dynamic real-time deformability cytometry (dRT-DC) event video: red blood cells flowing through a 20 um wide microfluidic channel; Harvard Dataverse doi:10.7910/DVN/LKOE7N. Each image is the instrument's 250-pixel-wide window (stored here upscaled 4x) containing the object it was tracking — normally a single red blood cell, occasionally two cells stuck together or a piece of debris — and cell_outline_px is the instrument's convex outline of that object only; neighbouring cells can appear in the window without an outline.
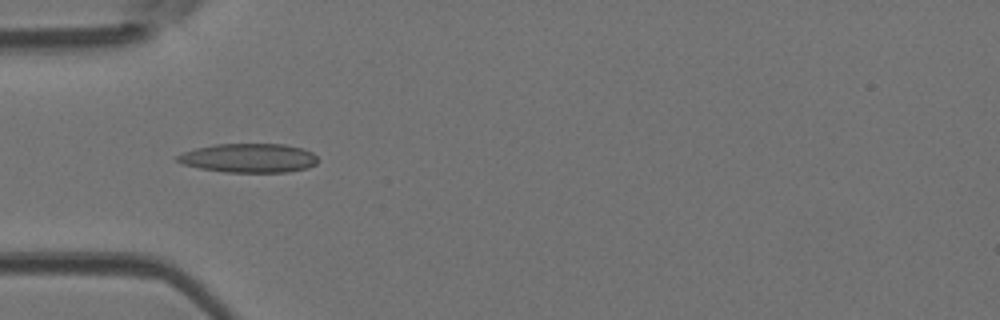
{"species": "Egyptian fruit bat (a non-hibernating species)", "species_latin": "Rousettus aegyptiacus", "temperature_condition": "room temperature", "stored_images_in_passage": 33, "camera_frame_rate_fps": 3000, "um_per_image_px": 0.085, "animal": {"sex": "female"}, "frame": {"image": 1, "passage_image": 1, "time_ms": 0.0, "image_size_px": [1000, 320], "cell_outline_px": [[316, 164], [308, 168], [288, 172], [224, 172], [200, 168], [184, 164], [176, 160], [176, 156], [184, 152], [196, 148], [216, 144], [284, 144], [304, 148], [312, 152], [316, 156]], "centroid_in_image_um": [21.18, 13.43], "position_along_channel_um": 63.8, "area_um2": 23.76}}
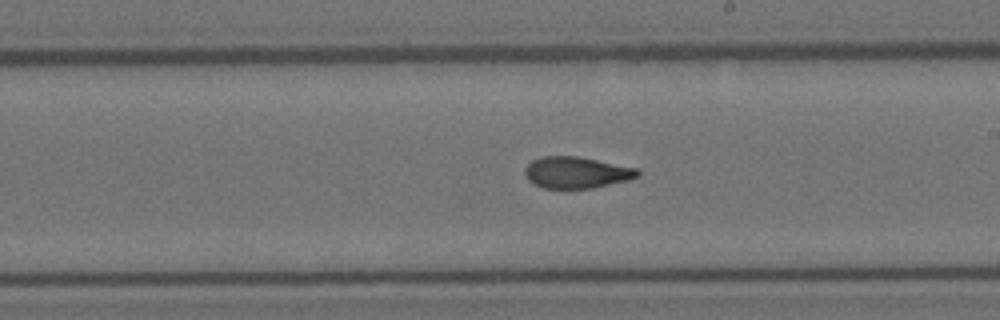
{"frame": {"image": 2, "passage_image": 14, "time_ms": 4.333, "image_size_px": [1000, 320], "cell_outline_px": [[640, 176], [628, 180], [592, 188], [544, 188], [532, 184], [528, 180], [524, 172], [524, 168], [532, 160], [540, 156], [576, 156], [636, 168], [640, 172]], "centroid_in_image_um": [48.96, 14.66], "position_along_channel_um": 240.0, "area_um2": 20.63}}
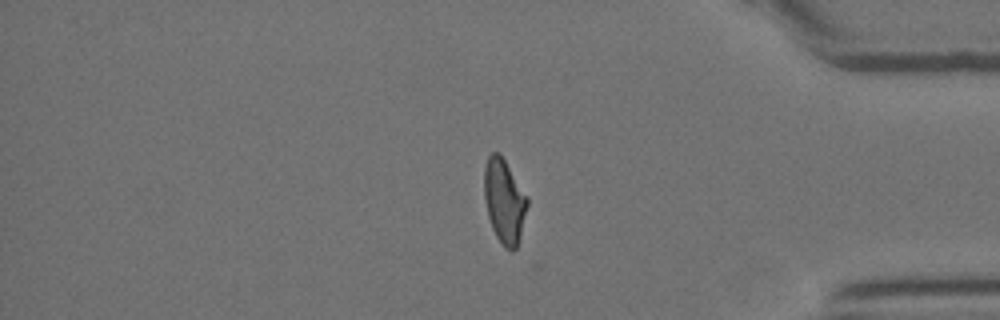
{"frame": {"image": 3, "passage_image": 27, "time_ms": 8.667, "image_size_px": [1000, 320], "cell_outline_px": [[528, 204], [520, 236], [516, 248], [512, 252], [504, 248], [496, 236], [492, 228], [488, 216], [484, 196], [484, 168], [488, 156], [492, 152], [500, 152], [528, 196]], "centroid_in_image_um": [42.86, 17.08], "position_along_channel_um": 392.3, "area_um2": 21.33}, "authors_computed_cell_mechanics": {"area_um2": 21.2126, "velocity_mm_per_s": 4.0842, "shape_relaxation_time_tau1_ms": null, "shape_relaxation_time_tau2_ms": 1.793, "deformation_change_tau1": null, "deformation_change_tau2": 0.089}}